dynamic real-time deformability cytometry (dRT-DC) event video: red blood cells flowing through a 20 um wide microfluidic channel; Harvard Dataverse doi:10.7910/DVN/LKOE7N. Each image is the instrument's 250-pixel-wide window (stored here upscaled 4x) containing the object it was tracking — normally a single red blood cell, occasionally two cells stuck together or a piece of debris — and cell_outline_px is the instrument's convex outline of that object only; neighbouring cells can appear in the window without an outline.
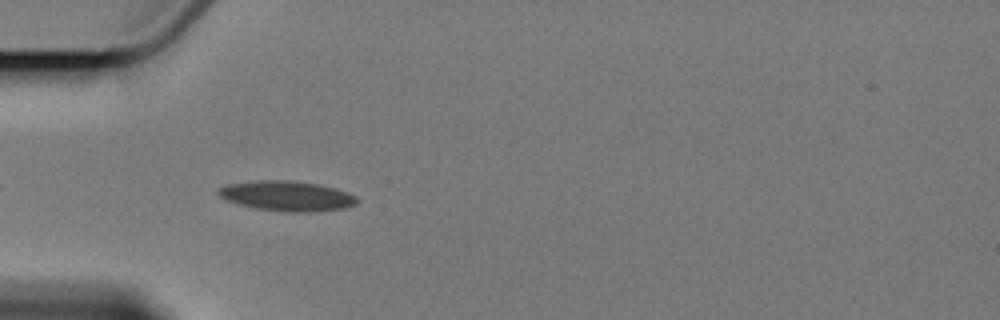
{"species": "Egyptian fruit bat (a non-hibernating species)", "species_latin": "Rousettus aegyptiacus", "temperature_condition": "cold", "stored_images_in_passage": 6, "camera_frame_rate_fps": 3000, "um_per_image_px": 0.085, "animal": {"sex": "female"}, "frame": {"image": 1, "passage_image": 4, "time_ms": 3.333, "image_size_px": [1000, 320], "cell_outline_px": [[356, 204], [344, 208], [316, 212], [284, 212], [256, 208], [240, 204], [228, 200], [220, 196], [216, 192], [220, 188], [228, 184], [260, 180], [288, 180], [316, 184], [336, 188], [348, 192], [356, 196]], "centroid_in_image_um": [24.42, 16.66], "position_along_channel_um": 60.6, "area_um2": 24.1}}
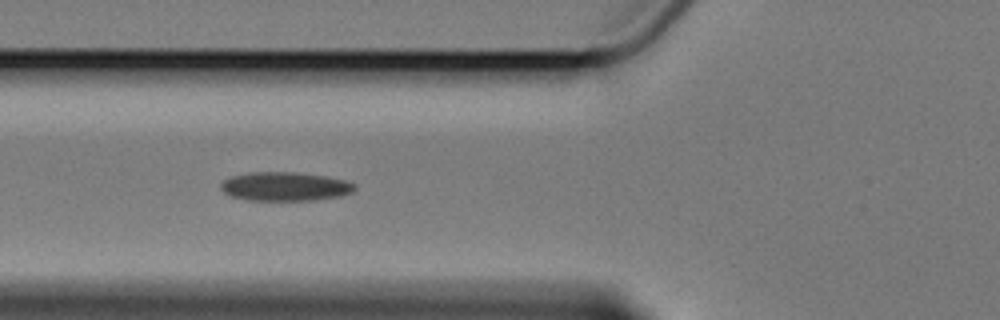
{"frame": {"image": 2, "passage_image": 5, "time_ms": 4.667, "image_size_px": [1000, 320], "cell_outline_px": [[356, 188], [352, 192], [340, 196], [312, 200], [248, 200], [228, 196], [220, 188], [220, 184], [224, 180], [232, 176], [252, 172], [296, 172], [324, 176], [344, 180], [356, 184]], "centroid_in_image_um": [24.2, 15.85], "position_along_channel_um": 101.6, "area_um2": 22.48}}
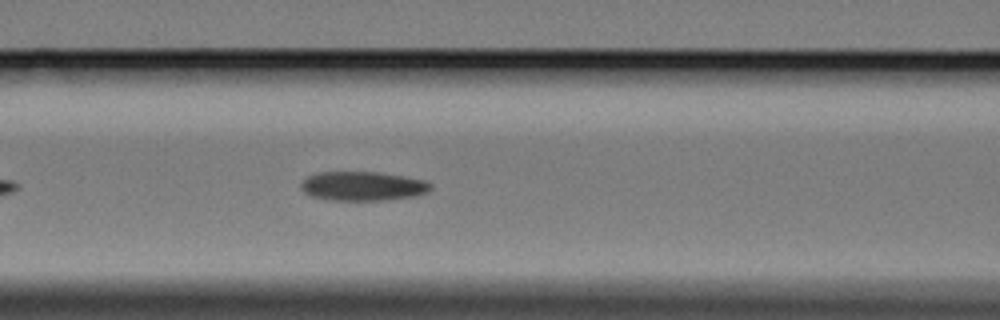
{"frame": {"image": 3, "passage_image": 6, "time_ms": 5.667, "image_size_px": [1000, 320], "cell_outline_px": [[432, 188], [428, 192], [412, 196], [384, 200], [328, 200], [312, 196], [304, 192], [300, 188], [300, 184], [308, 176], [320, 172], [376, 172], [424, 180], [432, 184]], "centroid_in_image_um": [30.81, 15.82], "position_along_channel_um": 135.8, "area_um2": 21.85}}